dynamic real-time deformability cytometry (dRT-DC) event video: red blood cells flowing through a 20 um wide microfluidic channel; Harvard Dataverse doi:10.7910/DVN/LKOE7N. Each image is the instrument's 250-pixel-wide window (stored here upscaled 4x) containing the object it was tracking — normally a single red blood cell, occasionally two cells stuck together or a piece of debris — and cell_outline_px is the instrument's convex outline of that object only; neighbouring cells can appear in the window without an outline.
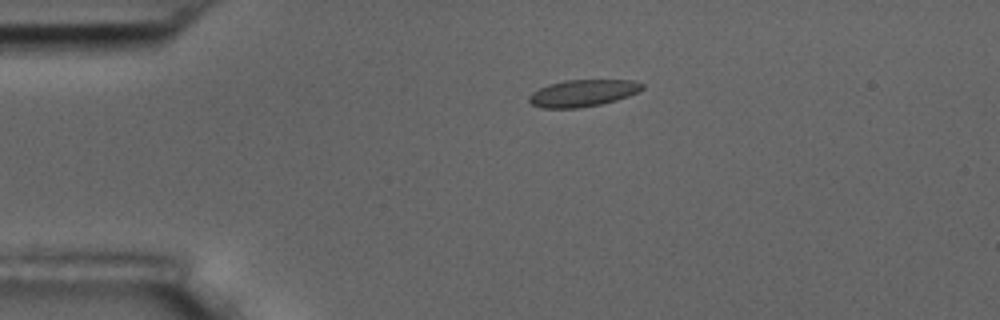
{"species": "common noctule bat (a hibernating species)", "species_latin": "Nyctalus noctula", "temperature_condition": "room temperature", "stored_images_in_passage": 12, "camera_frame_rate_fps": 3000, "um_per_image_px": 0.085, "animal": {"sex": "male", "body_mass_g": 17.5, "forearm_length_mm": 52.3}, "frame": {"image": 1, "passage_image": 1, "time_ms": 0.0, "image_size_px": [1000, 320], "cell_outline_px": [[644, 88], [628, 96], [616, 100], [600, 104], [580, 108], [540, 108], [532, 104], [528, 100], [528, 96], [532, 92], [548, 84], [564, 80], [632, 80], [644, 84]], "centroid_in_image_um": [49.51, 7.91], "position_along_channel_um": 35.5, "area_um2": 17.74}}
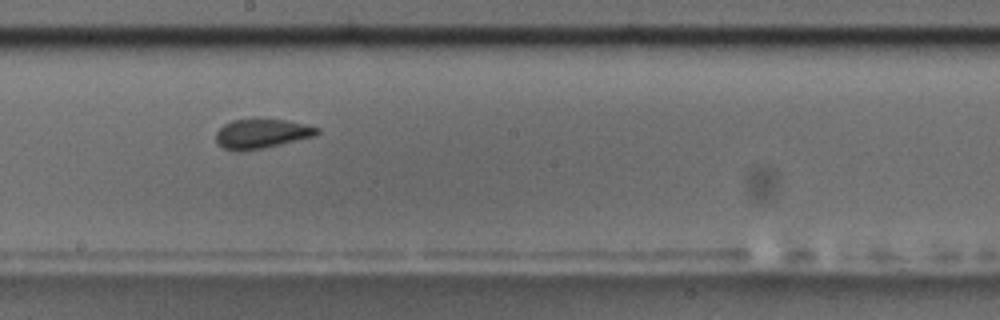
{"frame": {"image": 2, "passage_image": 6, "time_ms": 6.333, "image_size_px": [1000, 320], "cell_outline_px": [[320, 132], [316, 136], [264, 148], [244, 152], [236, 152], [224, 148], [216, 144], [216, 132], [224, 124], [232, 120], [284, 120], [304, 124], [320, 128]], "centroid_in_image_um": [22.22, 11.4], "position_along_channel_um": 226.0, "area_um2": 17.4}}
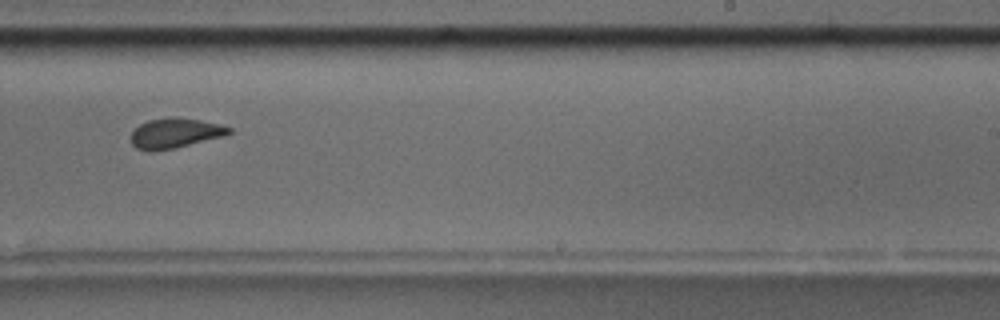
{"frame": {"image": 3, "passage_image": 7, "time_ms": 7.667, "image_size_px": [1000, 320], "cell_outline_px": [[232, 132], [224, 136], [176, 148], [152, 152], [148, 152], [136, 148], [132, 144], [128, 136], [140, 124], [148, 120], [168, 116], [176, 116], [200, 120], [220, 124], [232, 128]], "centroid_in_image_um": [14.84, 11.32], "position_along_channel_um": 274.2, "area_um2": 17.57}, "authors_computed_cell_mechanics": {"area_um2": 17.6001, "velocity_mm_per_s": 3.612, "shape_relaxation_time_tau1_ms": null, "shape_relaxation_time_tau2_ms": 0.8579, "deformation_change_tau1": null, "deformation_change_tau2": 0.03}}